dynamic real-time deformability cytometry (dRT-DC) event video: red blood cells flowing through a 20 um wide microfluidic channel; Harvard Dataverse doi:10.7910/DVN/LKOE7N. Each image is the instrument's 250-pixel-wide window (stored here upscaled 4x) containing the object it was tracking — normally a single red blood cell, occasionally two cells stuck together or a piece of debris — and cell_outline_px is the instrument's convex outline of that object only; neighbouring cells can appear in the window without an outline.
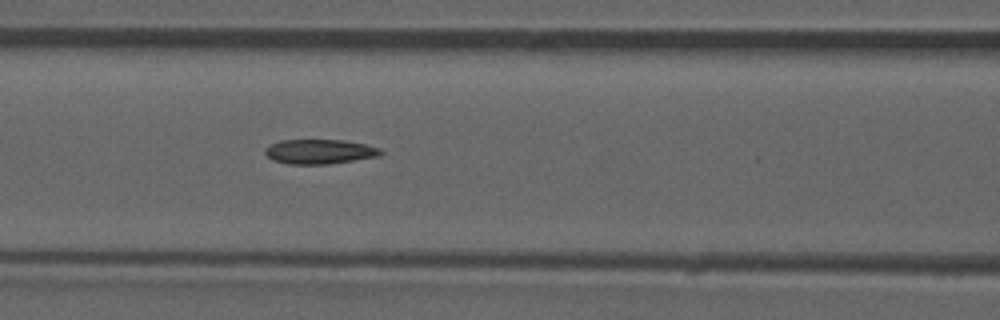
{"species": "common noctule bat (a hibernating species)", "species_latin": "Nyctalus noctula", "temperature_condition": "room temperature", "stored_images_in_passage": 34, "camera_frame_rate_fps": 3000, "um_per_image_px": 0.085, "animal": {"sex": "male", "forearm_length_mm": 52.5}, "frame": {"image": 1, "passage_image": 13, "time_ms": 4.0, "image_size_px": [1000, 320], "cell_outline_px": [[384, 152], [380, 156], [328, 164], [288, 164], [272, 160], [264, 152], [264, 148], [280, 140], [344, 140], [364, 144], [380, 148]], "centroid_in_image_um": [27.17, 12.89], "position_along_channel_um": 139.4, "area_um2": 16.59}, "authors_computed_cell_mechanics": {"area_um2": 16.8198, "velocity_mm_per_s": 3.9228, "shape_relaxation_time_tau1_ms": null, "shape_relaxation_time_tau2_ms": 5.8153, "deformation_change_tau1": null, "deformation_change_tau2": 0.1649}}